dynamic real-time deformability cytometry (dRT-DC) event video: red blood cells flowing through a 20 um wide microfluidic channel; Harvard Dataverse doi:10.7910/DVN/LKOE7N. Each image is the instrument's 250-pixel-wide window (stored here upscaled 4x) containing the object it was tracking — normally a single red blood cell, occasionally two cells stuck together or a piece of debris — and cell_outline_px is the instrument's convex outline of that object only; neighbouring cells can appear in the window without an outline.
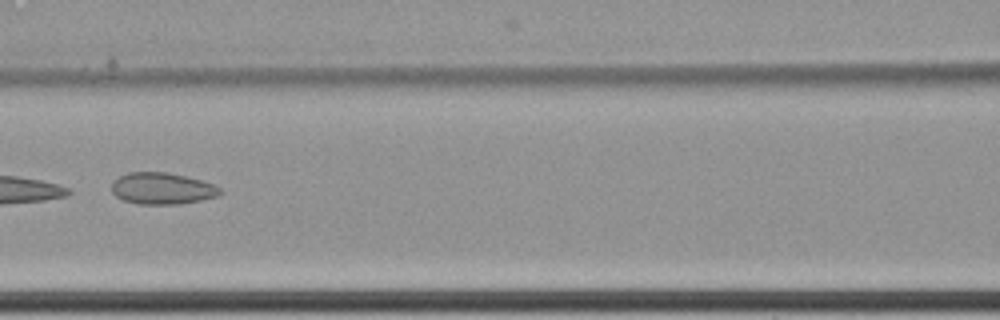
{"species": "common noctule bat (a hibernating species)", "species_latin": "Nyctalus noctula", "temperature_condition": "cold", "stored_images_in_passage": 10, "camera_frame_rate_fps": 3000, "um_per_image_px": 0.085, "animal": {"sex": "female", "body_mass_g": 22.7, "forearm_length_mm": 54.2}, "frame": {"image": 1, "passage_image": 9, "time_ms": 2.667, "image_size_px": [1000, 320], "cell_outline_px": [[224, 192], [216, 196], [200, 200], [180, 204], [136, 204], [124, 200], [116, 196], [112, 192], [112, 180], [128, 172], [168, 172], [200, 180], [212, 184], [220, 188]], "centroid_in_image_um": [13.75, 16.02], "position_along_channel_um": 152.8, "area_um2": 19.94}}